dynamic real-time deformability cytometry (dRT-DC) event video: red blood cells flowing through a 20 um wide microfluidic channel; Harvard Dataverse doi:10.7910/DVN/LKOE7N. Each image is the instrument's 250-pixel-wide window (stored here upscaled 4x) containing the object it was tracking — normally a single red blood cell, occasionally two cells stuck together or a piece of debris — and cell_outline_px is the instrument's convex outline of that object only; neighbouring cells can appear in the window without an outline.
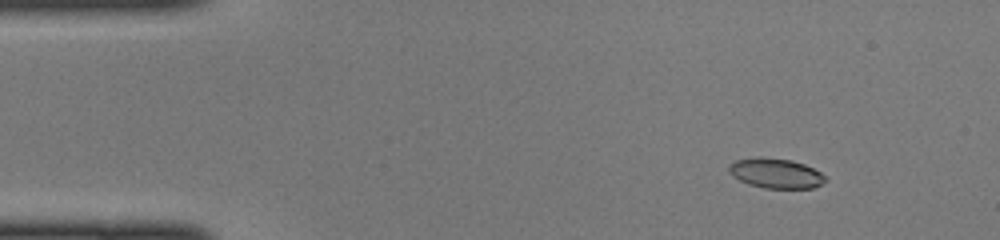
{"species": "common noctule bat (a hibernating species)", "species_latin": "Nyctalus noctula", "temperature_condition": "cold", "stored_images_in_passage": 46, "camera_frame_rate_fps": 3000, "um_per_image_px": 0.085, "animal": {"sex": "female", "body_mass_g": 22.0, "forearm_length_mm": 56.7}, "frame": {"image": 1, "passage_image": 5, "time_ms": 1.333, "image_size_px": [1000, 240], "cell_outline_px": [[828, 180], [812, 188], [764, 188], [748, 184], [732, 176], [728, 172], [728, 164], [736, 160], [760, 156], [792, 160], [804, 164], [820, 172]], "centroid_in_image_um": [65.9, 14.72], "position_along_channel_um": 19.1, "area_um2": 16.88}}
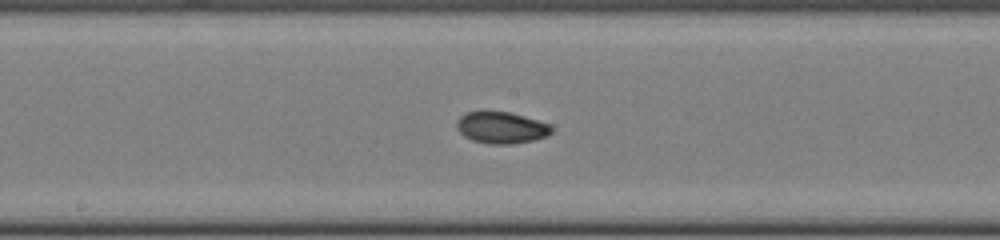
{"frame": {"image": 2, "passage_image": 24, "time_ms": 7.667, "image_size_px": [1000, 240], "cell_outline_px": [[552, 132], [548, 136], [532, 140], [508, 144], [488, 144], [472, 140], [464, 136], [456, 128], [456, 120], [460, 116], [468, 112], [508, 112], [524, 116], [552, 124]], "centroid_in_image_um": [42.62, 10.85], "position_along_channel_um": 205.6, "area_um2": 17.46}}
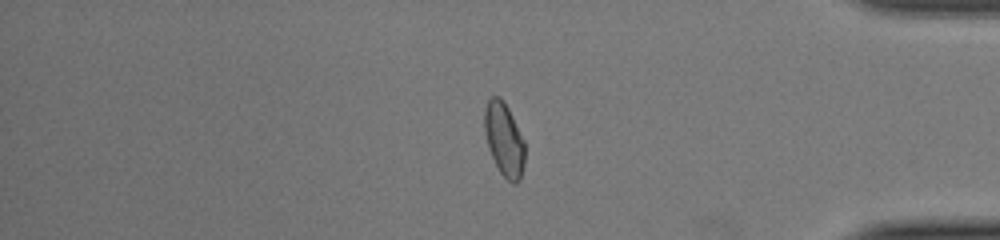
{"frame": {"image": 3, "passage_image": 39, "time_ms": 12.667, "image_size_px": [1000, 240], "cell_outline_px": [[524, 164], [520, 180], [516, 184], [512, 184], [500, 172], [488, 148], [484, 132], [484, 108], [488, 100], [492, 96], [500, 96], [504, 100], [524, 140]], "centroid_in_image_um": [42.84, 11.84], "position_along_channel_um": 392.4, "area_um2": 17.34}}